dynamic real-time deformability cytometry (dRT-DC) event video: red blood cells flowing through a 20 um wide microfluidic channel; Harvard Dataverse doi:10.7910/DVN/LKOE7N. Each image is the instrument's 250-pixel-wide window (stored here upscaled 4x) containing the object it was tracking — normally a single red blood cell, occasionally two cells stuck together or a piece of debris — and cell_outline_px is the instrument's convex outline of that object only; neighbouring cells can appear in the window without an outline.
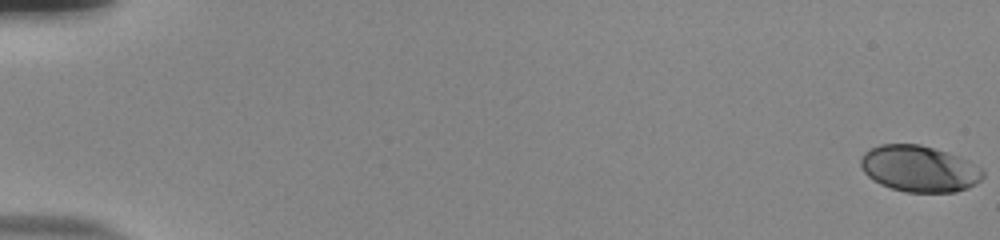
{"species": "human", "species_latin": "Homo sapiens", "temperature_condition": "room temperature", "stored_images_in_passage": 46, "camera_frame_rate_fps": 3000, "um_per_image_px": 0.085, "donor": {"sex": "male"}, "frame": {"image": 1, "passage_image": 1, "time_ms": 0.0, "image_size_px": [1000, 240], "cell_outline_px": [[984, 176], [976, 184], [968, 188], [956, 192], [904, 192], [880, 184], [872, 180], [864, 172], [860, 164], [860, 156], [864, 152], [880, 144], [920, 144], [960, 156], [968, 160], [980, 168], [984, 172]], "centroid_in_image_um": [78.13, 14.34], "position_along_channel_um": 6.9, "area_um2": 33.12}}
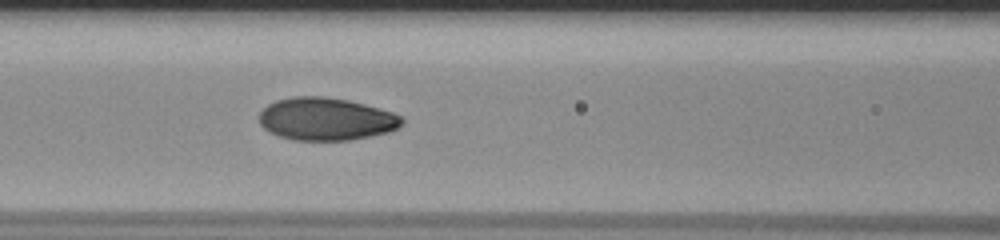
{"frame": {"image": 2, "passage_image": 26, "time_ms": 8.333, "image_size_px": [1000, 240], "cell_outline_px": [[404, 124], [388, 132], [348, 140], [296, 140], [280, 136], [268, 132], [260, 124], [260, 112], [268, 104], [276, 100], [292, 96], [324, 96], [348, 100], [380, 108], [404, 116]], "centroid_in_image_um": [27.73, 10.1], "position_along_channel_um": 138.9, "area_um2": 35.55}}
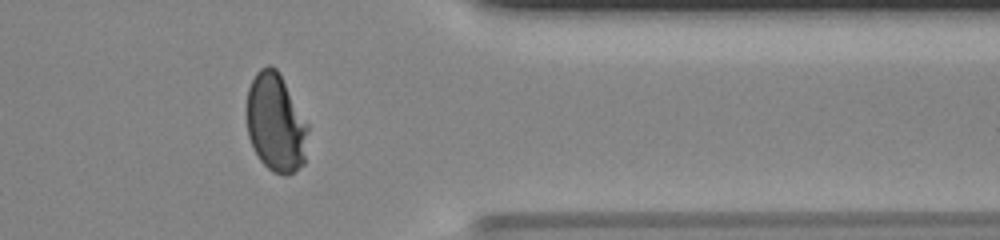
{"frame": {"image": 3, "passage_image": 46, "time_ms": 15.0, "image_size_px": [1000, 240], "cell_outline_px": [[308, 128], [304, 164], [288, 176], [284, 176], [272, 172], [260, 160], [248, 136], [244, 112], [248, 88], [256, 72], [260, 68], [268, 64], [272, 64], [280, 72], [308, 124]], "centroid_in_image_um": [23.41, 10.41], "position_along_channel_um": 388.0, "area_um2": 35.89}, "authors_computed_cell_mechanics": {"area_um2": 35.0846, "velocity_mm_per_s": 3.8777, "shape_relaxation_time_tau1_ms": 4.6821, "shape_relaxation_time_tau2_ms": null, "deformation_change_tau1": 0.2016, "deformation_change_tau2": null}}